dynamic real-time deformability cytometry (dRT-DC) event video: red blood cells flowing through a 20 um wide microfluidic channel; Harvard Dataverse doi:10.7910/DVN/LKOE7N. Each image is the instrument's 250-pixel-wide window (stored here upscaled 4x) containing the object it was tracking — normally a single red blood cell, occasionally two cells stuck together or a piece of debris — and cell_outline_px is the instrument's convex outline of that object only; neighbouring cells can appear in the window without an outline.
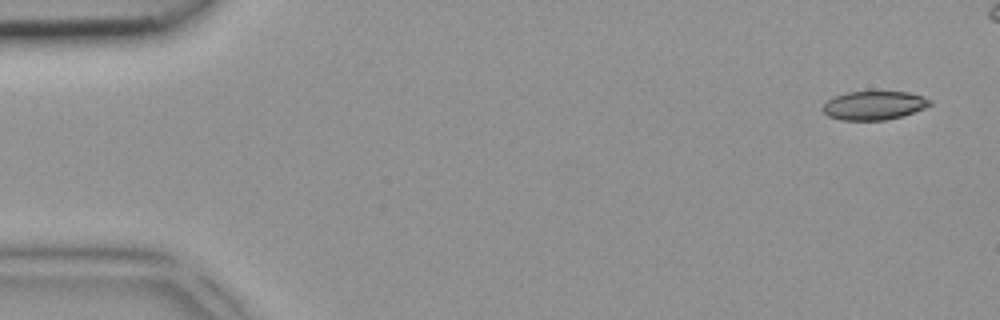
{"species": "common noctule bat (a hibernating species)", "species_latin": "Nyctalus noctula", "temperature_condition": "room temperature", "stored_images_in_passage": 5, "camera_frame_rate_fps": 3000, "um_per_image_px": 0.085, "animal": {"sex": "female", "body_mass_g": 18.4}, "frame": {"image": 1, "passage_image": 1, "time_ms": 0.0, "image_size_px": [1000, 320], "cell_outline_px": [[932, 104], [924, 108], [900, 116], [884, 120], [840, 120], [828, 116], [820, 108], [828, 100], [836, 96], [848, 92], [908, 92], [932, 100]], "centroid_in_image_um": [74.26, 8.96], "position_along_channel_um": 10.7, "area_um2": 17.69}}